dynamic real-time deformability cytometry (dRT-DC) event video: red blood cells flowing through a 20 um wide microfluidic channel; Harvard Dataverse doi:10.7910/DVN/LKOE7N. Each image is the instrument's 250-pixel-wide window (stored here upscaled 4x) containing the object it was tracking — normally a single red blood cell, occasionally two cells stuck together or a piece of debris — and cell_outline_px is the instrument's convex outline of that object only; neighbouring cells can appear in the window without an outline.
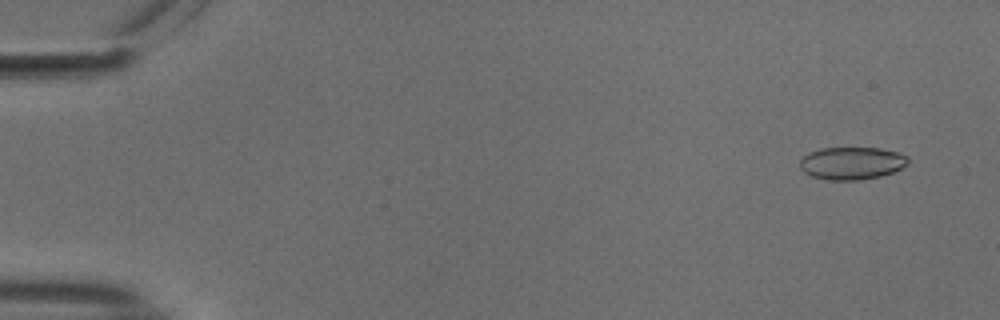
{"species": "common noctule bat (a hibernating species)", "species_latin": "Nyctalus noctula", "temperature_condition": "cold", "stored_images_in_passage": 55, "camera_frame_rate_fps": 3000, "um_per_image_px": 0.085, "animal": {"sex": "male", "body_mass_g": 18.8}, "frame": {"image": 1, "passage_image": 4, "time_ms": 1.0, "image_size_px": [1000, 320], "cell_outline_px": [[908, 164], [892, 172], [880, 176], [860, 180], [828, 180], [812, 176], [804, 172], [800, 168], [800, 160], [808, 152], [820, 148], [880, 148], [896, 152], [908, 156]], "centroid_in_image_um": [72.38, 13.87], "position_along_channel_um": 12.6, "area_um2": 20.52}}
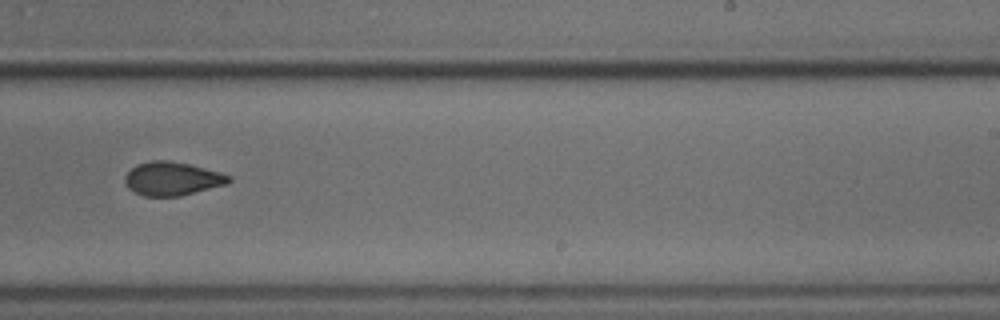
{"frame": {"image": 2, "passage_image": 35, "time_ms": 11.333, "image_size_px": [1000, 320], "cell_outline_px": [[232, 180], [228, 184], [180, 196], [144, 196], [128, 188], [124, 184], [124, 176], [136, 164], [152, 160], [168, 160], [192, 164], [220, 172], [232, 176]], "centroid_in_image_um": [14.66, 15.18], "position_along_channel_um": 274.3, "area_um2": 20.58}}
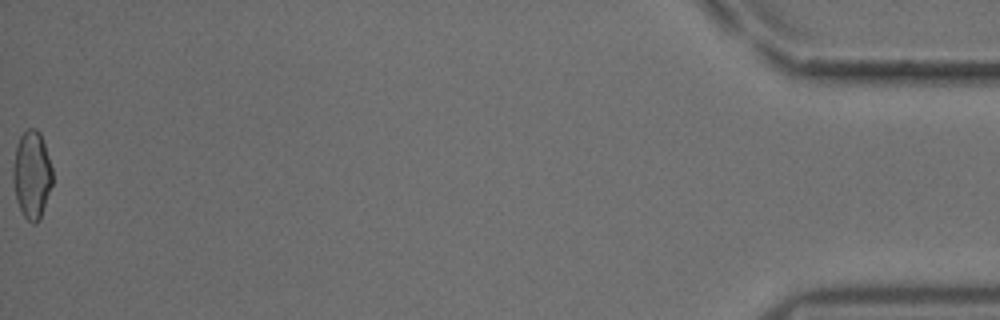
{"frame": {"image": 3, "passage_image": 55, "time_ms": 18.0, "image_size_px": [1000, 320], "cell_outline_px": [[52, 184], [40, 220], [36, 224], [32, 224], [24, 216], [16, 200], [12, 176], [12, 172], [16, 144], [20, 136], [28, 128], [36, 128], [40, 132], [52, 168]], "centroid_in_image_um": [2.7, 14.86], "position_along_channel_um": 432.5, "area_um2": 20.17}, "authors_computed_cell_mechanics": {"area_um2": 20.7502, "velocity_mm_per_s": 3.7682, "shape_relaxation_time_tau1_ms": 9.5895, "shape_relaxation_time_tau2_ms": 1.9505, "deformation_change_tau1": 0.1538, "deformation_change_tau2": 0.0545}}